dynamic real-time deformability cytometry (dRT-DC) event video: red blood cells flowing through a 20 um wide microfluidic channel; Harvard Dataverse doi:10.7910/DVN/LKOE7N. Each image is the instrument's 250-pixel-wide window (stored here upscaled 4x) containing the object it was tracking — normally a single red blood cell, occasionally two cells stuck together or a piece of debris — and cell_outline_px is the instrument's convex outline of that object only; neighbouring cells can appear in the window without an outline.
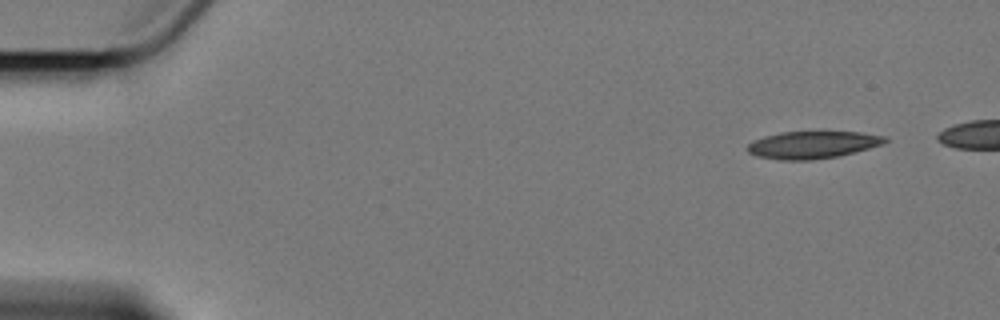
{"species": "Egyptian fruit bat (a non-hibernating species)", "species_latin": "Rousettus aegyptiacus", "temperature_condition": "cold", "stored_images_in_passage": 3, "segment_of_instrument_passage": [2, 2], "camera_frame_rate_fps": 3000, "um_per_image_px": 0.085, "animal": {"sex": "female"}, "frame": {"image": 1, "passage_image": 3, "time_ms": 2.333, "image_size_px": [1000, 320], "cell_outline_px": [[888, 140], [884, 144], [836, 156], [812, 160], [780, 160], [756, 156], [748, 152], [748, 144], [752, 140], [764, 136], [780, 132], [820, 128], [860, 132], [884, 136]], "centroid_in_image_um": [69.06, 12.24], "position_along_channel_um": 15.9, "area_um2": 22.89}}